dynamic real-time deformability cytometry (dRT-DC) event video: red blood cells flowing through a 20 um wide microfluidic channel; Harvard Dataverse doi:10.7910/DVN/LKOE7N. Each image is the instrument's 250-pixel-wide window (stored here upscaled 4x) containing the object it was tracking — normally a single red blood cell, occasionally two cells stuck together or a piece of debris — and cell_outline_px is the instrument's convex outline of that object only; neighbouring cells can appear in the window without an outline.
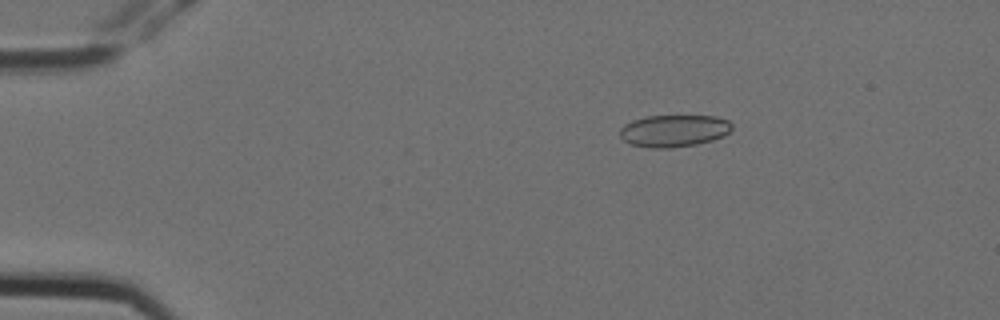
{"species": "Egyptian fruit bat (a non-hibernating species)", "species_latin": "Rousettus aegyptiacus", "temperature_condition": "cold", "stored_images_in_passage": 5, "camera_frame_rate_fps": 3000, "um_per_image_px": 0.085, "animal": {"sex": "female"}, "frame": {"image": 1, "passage_image": 2, "time_ms": 0.333, "image_size_px": [1000, 320], "cell_outline_px": [[732, 128], [724, 136], [712, 140], [696, 144], [668, 148], [652, 148], [632, 144], [624, 140], [620, 136], [620, 128], [624, 124], [632, 120], [648, 116], [716, 116], [728, 120], [732, 124]], "centroid_in_image_um": [57.29, 11.11], "position_along_channel_um": 27.7, "area_um2": 20.87}}